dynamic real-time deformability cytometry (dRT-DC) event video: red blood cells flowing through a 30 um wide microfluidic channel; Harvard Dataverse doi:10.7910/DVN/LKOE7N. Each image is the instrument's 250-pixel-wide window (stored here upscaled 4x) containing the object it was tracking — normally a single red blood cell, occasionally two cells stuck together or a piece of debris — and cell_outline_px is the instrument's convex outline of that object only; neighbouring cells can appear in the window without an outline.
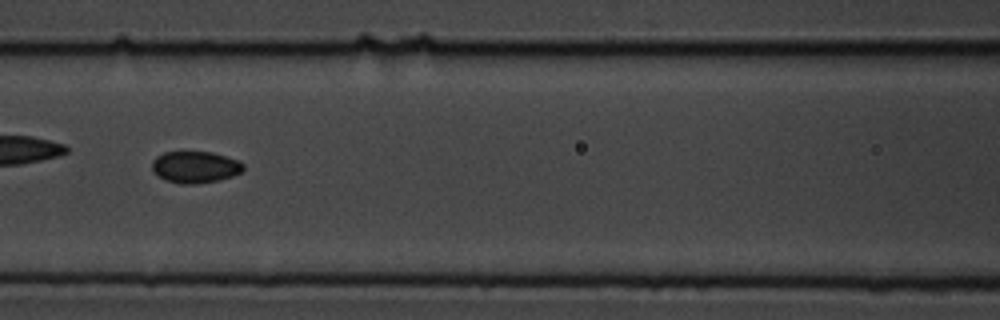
{"species": "common noctule bat (a hibernating species)", "species_latin": "Nyctalus noctula", "temperature_condition": "cold", "stored_images_in_passage": 13, "camera_frame_rate_fps": 3000, "um_per_image_px": 0.085, "animal": {"sex": "male", "body_mass_g": 19.5, "forearm_length_mm": 54.6}, "frame": {"image": 1, "passage_image": 4, "time_ms": 3.667, "image_size_px": [1000, 320], "cell_outline_px": [[244, 168], [240, 172], [232, 176], [220, 180], [196, 184], [180, 184], [168, 180], [152, 172], [152, 160], [156, 156], [164, 152], [212, 152], [240, 160], [244, 164]], "centroid_in_image_um": [16.6, 14.19], "position_along_channel_um": 150.0, "area_um2": 16.94}}
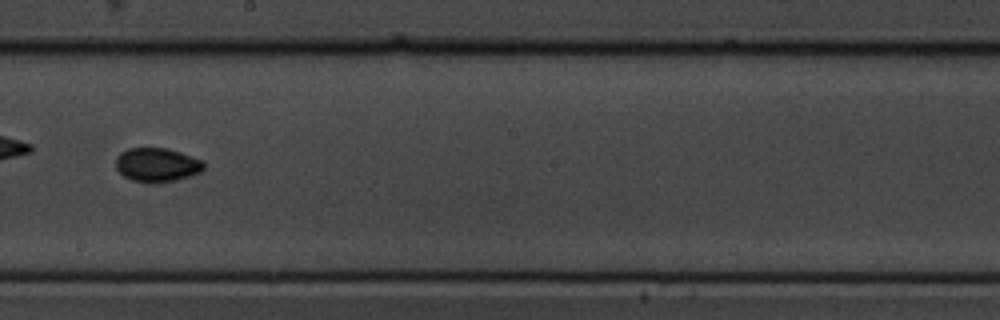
{"frame": {"image": 2, "passage_image": 6, "time_ms": 6.0, "image_size_px": [1000, 320], "cell_outline_px": [[204, 168], [200, 172], [176, 180], [132, 180], [124, 176], [116, 168], [116, 156], [120, 152], [128, 148], [168, 148], [204, 160]], "centroid_in_image_um": [13.35, 13.96], "position_along_channel_um": 234.9, "area_um2": 16.94}}
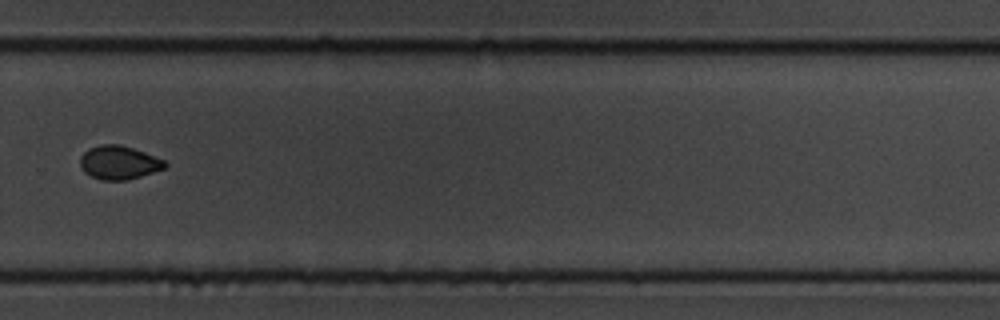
{"frame": {"image": 3, "passage_image": 8, "time_ms": 8.333, "image_size_px": [1000, 320], "cell_outline_px": [[168, 164], [164, 168], [128, 180], [100, 180], [84, 172], [80, 168], [80, 156], [88, 148], [100, 144], [120, 144], [144, 152], [164, 160]], "centroid_in_image_um": [10.07, 13.81], "position_along_channel_um": 319.7, "area_um2": 16.59}, "authors_computed_cell_mechanics": {"area_um2": 16.5886, "velocity_mm_per_s": 3.6538, "shape_relaxation_time_tau1_ms": null, "shape_relaxation_time_tau2_ms": 2.9222, "deformation_change_tau1": null, "deformation_change_tau2": 0.0331}}